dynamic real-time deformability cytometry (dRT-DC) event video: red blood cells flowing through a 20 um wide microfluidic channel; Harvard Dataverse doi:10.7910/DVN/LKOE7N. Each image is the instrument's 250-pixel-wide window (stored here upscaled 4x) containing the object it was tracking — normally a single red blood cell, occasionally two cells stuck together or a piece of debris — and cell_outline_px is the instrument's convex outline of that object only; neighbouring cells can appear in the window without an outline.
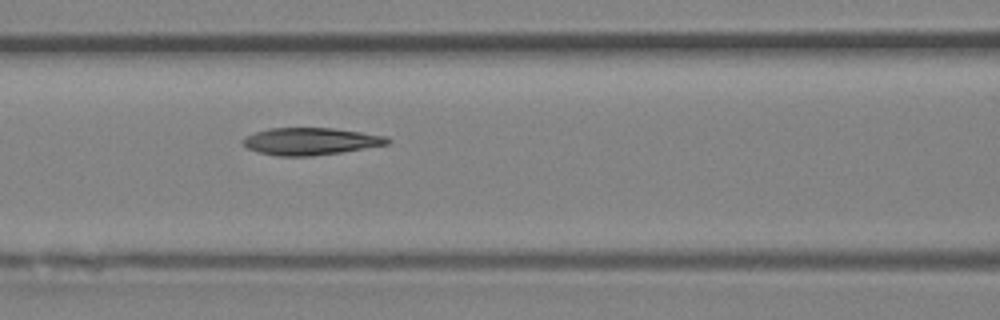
{"species": "Egyptian fruit bat (a non-hibernating species)", "species_latin": "Rousettus aegyptiacus", "temperature_condition": "room temperature", "stored_images_in_passage": 4, "camera_frame_rate_fps": 3000, "um_per_image_px": 0.085, "animal": {"sex": "female"}, "frame": {"image": 1, "passage_image": 4, "time_ms": 1.0, "image_size_px": [1000, 320], "cell_outline_px": [[392, 140], [388, 144], [340, 152], [312, 156], [280, 156], [256, 152], [248, 148], [240, 140], [244, 136], [268, 128], [332, 128], [388, 136]], "centroid_in_image_um": [26.37, 12.01], "position_along_channel_um": 140.2, "area_um2": 22.89}}